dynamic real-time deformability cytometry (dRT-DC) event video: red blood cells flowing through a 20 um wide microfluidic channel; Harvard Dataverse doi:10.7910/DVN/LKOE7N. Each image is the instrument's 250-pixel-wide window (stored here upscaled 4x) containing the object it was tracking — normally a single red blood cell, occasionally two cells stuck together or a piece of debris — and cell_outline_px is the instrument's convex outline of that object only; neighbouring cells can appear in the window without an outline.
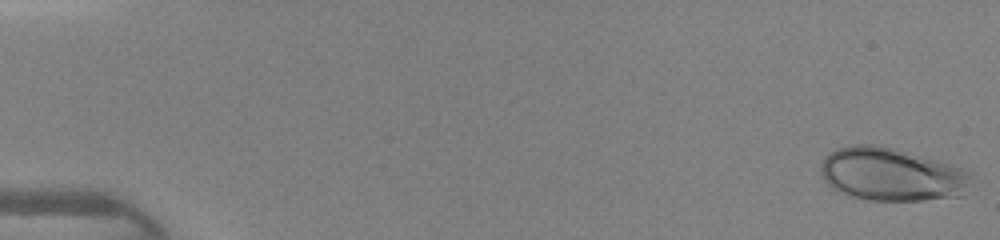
{"species": "human", "species_latin": "Homo sapiens", "temperature_condition": "warm", "stored_images_in_passage": 45, "camera_frame_rate_fps": 3000, "um_per_image_px": 0.085, "donor": {"sex": "female"}, "frame": {"image": 1, "passage_image": 1, "time_ms": 0.0, "image_size_px": [1000, 240], "cell_outline_px": [[972, 172], [960, 196], [920, 200], [868, 200], [852, 196], [840, 192], [832, 188], [824, 180], [820, 172], [820, 168], [824, 156], [836, 148], [852, 144], [876, 144], [892, 148], [936, 160], [964, 168]], "centroid_in_image_um": [75.71, 14.81], "position_along_channel_um": 9.3, "area_um2": 46.18}}
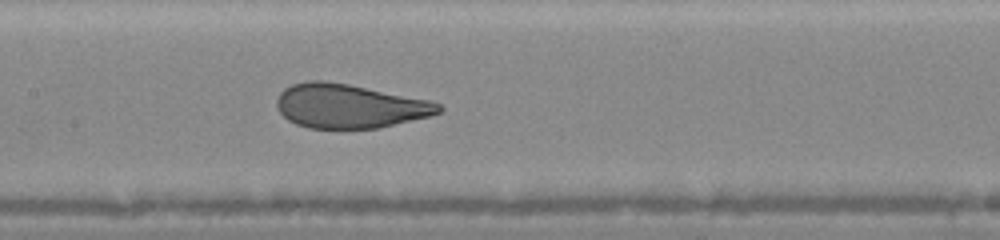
{"frame": {"image": 2, "passage_image": 23, "time_ms": 7.333, "image_size_px": [1000, 240], "cell_outline_px": [[444, 108], [440, 112], [428, 116], [380, 128], [308, 128], [296, 124], [288, 120], [280, 112], [276, 104], [276, 100], [280, 92], [284, 88], [292, 84], [308, 80], [324, 80], [348, 84], [428, 100], [440, 104]], "centroid_in_image_um": [29.66, 9.01], "position_along_channel_um": 177.7, "area_um2": 41.38}}
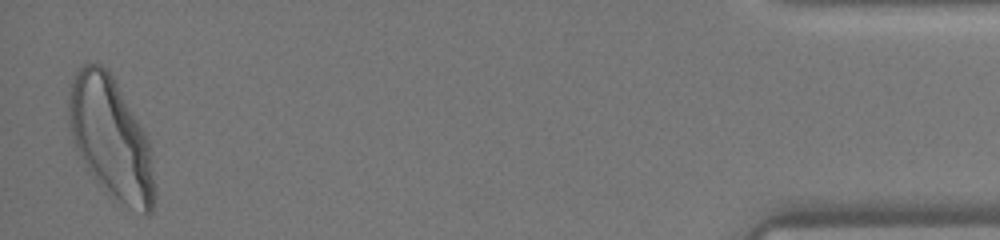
{"frame": {"image": 3, "passage_image": 45, "time_ms": 14.667, "image_size_px": [1000, 240], "cell_outline_px": [[156, 196], [152, 212], [148, 216], [124, 204], [96, 180], [88, 168], [72, 136], [68, 124], [68, 84], [72, 72], [84, 64], [100, 64], [108, 68], [144, 132], [148, 140], [152, 156], [156, 192]], "centroid_in_image_um": [9.42, 11.68], "position_along_channel_um": 425.8, "area_um2": 60.11}}